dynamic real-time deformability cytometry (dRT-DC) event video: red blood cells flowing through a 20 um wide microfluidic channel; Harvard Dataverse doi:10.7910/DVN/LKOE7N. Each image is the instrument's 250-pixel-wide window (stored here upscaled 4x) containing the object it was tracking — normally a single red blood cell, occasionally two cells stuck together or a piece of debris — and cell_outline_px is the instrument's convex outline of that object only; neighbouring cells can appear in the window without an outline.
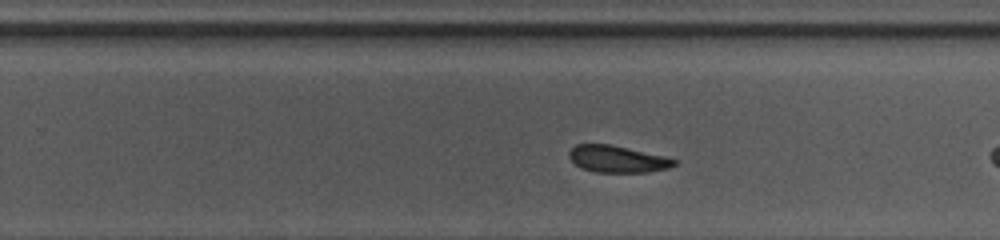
{"species": "common noctule bat (a hibernating species)", "species_latin": "Nyctalus noctula", "temperature_condition": "warm", "stored_images_in_passage": 24, "camera_frame_rate_fps": 3000, "um_per_image_px": 0.085, "animal": {"sex": "female", "body_mass_g": 10.0, "forearm_length_mm": 53.1}, "frame": {"image": 1, "passage_image": 13, "time_ms": 4.0, "image_size_px": [1000, 240], "cell_outline_px": [[676, 164], [668, 168], [648, 172], [596, 172], [580, 168], [568, 156], [568, 152], [576, 144], [608, 144], [664, 156], [676, 160]], "centroid_in_image_um": [52.45, 13.52], "position_along_channel_um": 277.4, "area_um2": 16.24}}
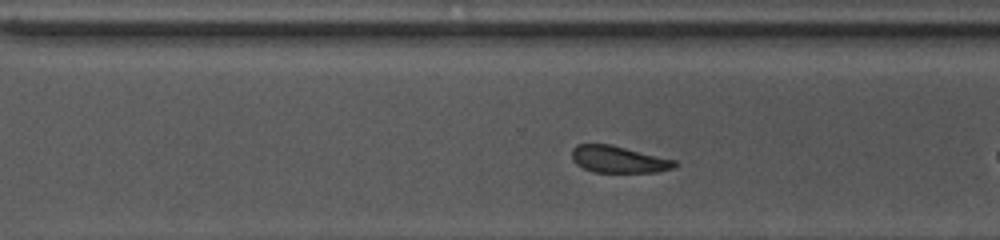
{"frame": {"image": 2, "passage_image": 16, "time_ms": 5.0, "image_size_px": [1000, 240], "cell_outline_px": [[680, 164], [672, 168], [656, 172], [592, 172], [576, 164], [572, 160], [572, 148], [576, 144], [608, 144], [676, 160]], "centroid_in_image_um": [52.56, 13.55], "position_along_channel_um": 318.0, "area_um2": 16.01}}
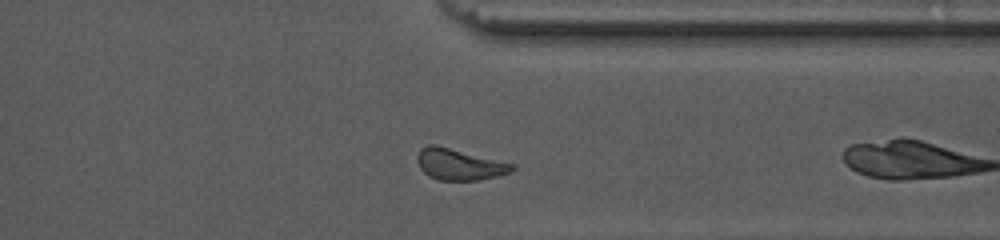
{"frame": {"image": 3, "passage_image": 20, "time_ms": 6.333, "image_size_px": [1000, 240], "cell_outline_px": [[516, 168], [512, 172], [480, 180], [436, 180], [428, 176], [420, 168], [416, 160], [416, 156], [420, 148], [428, 144], [436, 144], [516, 164]], "centroid_in_image_um": [39.04, 13.96], "position_along_channel_um": 372.4, "area_um2": 17.63}, "authors_computed_cell_mechanics": {"area_um2": 17.6001, "velocity_mm_per_s": 4.0959, "shape_relaxation_time_tau1_ms": 4.2212, "shape_relaxation_time_tau2_ms": 1.5143, "deformation_change_tau1": 0.2462, "deformation_change_tau2": 0.0997}}